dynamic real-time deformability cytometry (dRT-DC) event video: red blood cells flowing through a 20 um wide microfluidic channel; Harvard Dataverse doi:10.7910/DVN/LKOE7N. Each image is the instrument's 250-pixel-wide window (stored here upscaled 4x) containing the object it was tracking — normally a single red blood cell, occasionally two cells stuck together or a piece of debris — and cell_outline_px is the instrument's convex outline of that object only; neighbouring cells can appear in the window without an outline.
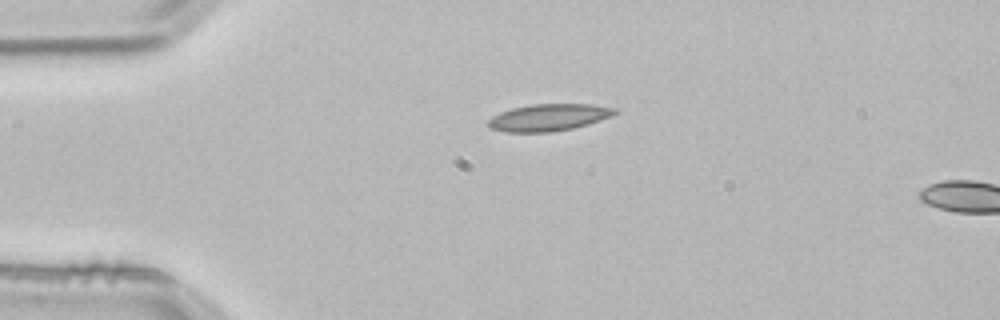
{"species": "common noctule bat (a hibernating species)", "species_latin": "Nyctalus noctula", "temperature_condition": "room temperature", "stored_images_in_passage": 2, "camera_frame_rate_fps": 3000, "um_per_image_px": 0.085, "animal": {"sex": "male", "body_mass_g": 21.5, "forearm_length_mm": 52.0}, "frame": {"image": 1, "passage_image": 1, "time_ms": 0.0, "image_size_px": [1000, 320], "cell_outline_px": [[620, 112], [612, 116], [588, 124], [572, 128], [552, 132], [504, 132], [492, 128], [484, 124], [492, 116], [500, 112], [512, 108], [532, 104], [592, 104], [620, 108]], "centroid_in_image_um": [46.67, 9.97], "position_along_channel_um": 38.3, "area_um2": 20.17}}